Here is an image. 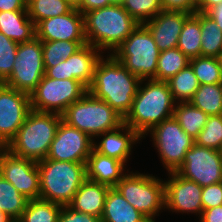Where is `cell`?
<instances>
[{
	"instance_id": "6da1fadb",
	"label": "cell",
	"mask_w": 222,
	"mask_h": 222,
	"mask_svg": "<svg viewBox=\"0 0 222 222\" xmlns=\"http://www.w3.org/2000/svg\"><path fill=\"white\" fill-rule=\"evenodd\" d=\"M141 79L129 72L111 54L97 61L88 92L102 99L125 117L132 107Z\"/></svg>"
},
{
	"instance_id": "7a4b0ae2",
	"label": "cell",
	"mask_w": 222,
	"mask_h": 222,
	"mask_svg": "<svg viewBox=\"0 0 222 222\" xmlns=\"http://www.w3.org/2000/svg\"><path fill=\"white\" fill-rule=\"evenodd\" d=\"M175 105L167 81L143 79L124 124L145 138L154 126L173 116Z\"/></svg>"
},
{
	"instance_id": "3957f363",
	"label": "cell",
	"mask_w": 222,
	"mask_h": 222,
	"mask_svg": "<svg viewBox=\"0 0 222 222\" xmlns=\"http://www.w3.org/2000/svg\"><path fill=\"white\" fill-rule=\"evenodd\" d=\"M83 17L87 44L94 46L101 53L109 50L111 53H108L112 54L139 25L123 5L90 10L84 13Z\"/></svg>"
},
{
	"instance_id": "277c9868",
	"label": "cell",
	"mask_w": 222,
	"mask_h": 222,
	"mask_svg": "<svg viewBox=\"0 0 222 222\" xmlns=\"http://www.w3.org/2000/svg\"><path fill=\"white\" fill-rule=\"evenodd\" d=\"M61 121V114L31 109L5 149L15 156L36 162L46 159Z\"/></svg>"
},
{
	"instance_id": "5b68a950",
	"label": "cell",
	"mask_w": 222,
	"mask_h": 222,
	"mask_svg": "<svg viewBox=\"0 0 222 222\" xmlns=\"http://www.w3.org/2000/svg\"><path fill=\"white\" fill-rule=\"evenodd\" d=\"M40 199L68 205L86 179V163L43 159L37 162Z\"/></svg>"
},
{
	"instance_id": "8992f818",
	"label": "cell",
	"mask_w": 222,
	"mask_h": 222,
	"mask_svg": "<svg viewBox=\"0 0 222 222\" xmlns=\"http://www.w3.org/2000/svg\"><path fill=\"white\" fill-rule=\"evenodd\" d=\"M62 121L86 133L93 141L97 136L124 124V117L102 99L87 92L62 114Z\"/></svg>"
},
{
	"instance_id": "52a82bcc",
	"label": "cell",
	"mask_w": 222,
	"mask_h": 222,
	"mask_svg": "<svg viewBox=\"0 0 222 222\" xmlns=\"http://www.w3.org/2000/svg\"><path fill=\"white\" fill-rule=\"evenodd\" d=\"M159 53L149 30L143 24H139L111 55L141 80H156Z\"/></svg>"
},
{
	"instance_id": "ba28073f",
	"label": "cell",
	"mask_w": 222,
	"mask_h": 222,
	"mask_svg": "<svg viewBox=\"0 0 222 222\" xmlns=\"http://www.w3.org/2000/svg\"><path fill=\"white\" fill-rule=\"evenodd\" d=\"M116 184L115 188L134 208L144 214L151 222L165 210L164 181L152 174L130 172ZM158 214V215H157Z\"/></svg>"
},
{
	"instance_id": "9c48e42d",
	"label": "cell",
	"mask_w": 222,
	"mask_h": 222,
	"mask_svg": "<svg viewBox=\"0 0 222 222\" xmlns=\"http://www.w3.org/2000/svg\"><path fill=\"white\" fill-rule=\"evenodd\" d=\"M87 92L88 88L76 79L55 80L44 75L30 94L31 109L62 114Z\"/></svg>"
},
{
	"instance_id": "30bf717a",
	"label": "cell",
	"mask_w": 222,
	"mask_h": 222,
	"mask_svg": "<svg viewBox=\"0 0 222 222\" xmlns=\"http://www.w3.org/2000/svg\"><path fill=\"white\" fill-rule=\"evenodd\" d=\"M149 132L168 172L176 171L182 165L185 154L195 144V139L183 131L173 116L154 126Z\"/></svg>"
},
{
	"instance_id": "8fae6325",
	"label": "cell",
	"mask_w": 222,
	"mask_h": 222,
	"mask_svg": "<svg viewBox=\"0 0 222 222\" xmlns=\"http://www.w3.org/2000/svg\"><path fill=\"white\" fill-rule=\"evenodd\" d=\"M44 75L42 41L34 37L18 44L13 71L3 83L30 95Z\"/></svg>"
},
{
	"instance_id": "7c38bea8",
	"label": "cell",
	"mask_w": 222,
	"mask_h": 222,
	"mask_svg": "<svg viewBox=\"0 0 222 222\" xmlns=\"http://www.w3.org/2000/svg\"><path fill=\"white\" fill-rule=\"evenodd\" d=\"M176 172L201 187L222 182V155L220 150L202 147L196 143L185 154Z\"/></svg>"
},
{
	"instance_id": "4fadbf2b",
	"label": "cell",
	"mask_w": 222,
	"mask_h": 222,
	"mask_svg": "<svg viewBox=\"0 0 222 222\" xmlns=\"http://www.w3.org/2000/svg\"><path fill=\"white\" fill-rule=\"evenodd\" d=\"M0 174L26 199H39L40 174L36 161L15 156L3 148L0 151Z\"/></svg>"
},
{
	"instance_id": "5bb4252c",
	"label": "cell",
	"mask_w": 222,
	"mask_h": 222,
	"mask_svg": "<svg viewBox=\"0 0 222 222\" xmlns=\"http://www.w3.org/2000/svg\"><path fill=\"white\" fill-rule=\"evenodd\" d=\"M31 110L30 95L0 83V144L5 148Z\"/></svg>"
},
{
	"instance_id": "9a60e30c",
	"label": "cell",
	"mask_w": 222,
	"mask_h": 222,
	"mask_svg": "<svg viewBox=\"0 0 222 222\" xmlns=\"http://www.w3.org/2000/svg\"><path fill=\"white\" fill-rule=\"evenodd\" d=\"M92 149V138L79 129L61 121L46 158L58 161L86 163Z\"/></svg>"
},
{
	"instance_id": "2e32d148",
	"label": "cell",
	"mask_w": 222,
	"mask_h": 222,
	"mask_svg": "<svg viewBox=\"0 0 222 222\" xmlns=\"http://www.w3.org/2000/svg\"><path fill=\"white\" fill-rule=\"evenodd\" d=\"M165 184V209L178 213H194L198 218L203 211L199 184L180 176L176 171L168 173ZM198 214V215H197Z\"/></svg>"
},
{
	"instance_id": "e0dca14e",
	"label": "cell",
	"mask_w": 222,
	"mask_h": 222,
	"mask_svg": "<svg viewBox=\"0 0 222 222\" xmlns=\"http://www.w3.org/2000/svg\"><path fill=\"white\" fill-rule=\"evenodd\" d=\"M35 30L36 37L41 41L87 42L83 14L74 8L64 15L40 21Z\"/></svg>"
},
{
	"instance_id": "ac0fdd59",
	"label": "cell",
	"mask_w": 222,
	"mask_h": 222,
	"mask_svg": "<svg viewBox=\"0 0 222 222\" xmlns=\"http://www.w3.org/2000/svg\"><path fill=\"white\" fill-rule=\"evenodd\" d=\"M190 15L184 11L162 10L143 25L151 33L161 52L177 47L183 24Z\"/></svg>"
},
{
	"instance_id": "d6986e66",
	"label": "cell",
	"mask_w": 222,
	"mask_h": 222,
	"mask_svg": "<svg viewBox=\"0 0 222 222\" xmlns=\"http://www.w3.org/2000/svg\"><path fill=\"white\" fill-rule=\"evenodd\" d=\"M100 142L93 141V149L101 155L127 163L132 148L142 137L126 124L97 136Z\"/></svg>"
},
{
	"instance_id": "ffe728a7",
	"label": "cell",
	"mask_w": 222,
	"mask_h": 222,
	"mask_svg": "<svg viewBox=\"0 0 222 222\" xmlns=\"http://www.w3.org/2000/svg\"><path fill=\"white\" fill-rule=\"evenodd\" d=\"M125 166L124 162L92 149L86 162V178L112 188L126 175Z\"/></svg>"
},
{
	"instance_id": "44dd1931",
	"label": "cell",
	"mask_w": 222,
	"mask_h": 222,
	"mask_svg": "<svg viewBox=\"0 0 222 222\" xmlns=\"http://www.w3.org/2000/svg\"><path fill=\"white\" fill-rule=\"evenodd\" d=\"M109 189L107 185L86 178L68 206L75 211L101 218Z\"/></svg>"
},
{
	"instance_id": "7402d4cb",
	"label": "cell",
	"mask_w": 222,
	"mask_h": 222,
	"mask_svg": "<svg viewBox=\"0 0 222 222\" xmlns=\"http://www.w3.org/2000/svg\"><path fill=\"white\" fill-rule=\"evenodd\" d=\"M103 53L89 44L83 45L77 52L66 59L68 79H76L87 88L93 80L94 69Z\"/></svg>"
},
{
	"instance_id": "603a6c76",
	"label": "cell",
	"mask_w": 222,
	"mask_h": 222,
	"mask_svg": "<svg viewBox=\"0 0 222 222\" xmlns=\"http://www.w3.org/2000/svg\"><path fill=\"white\" fill-rule=\"evenodd\" d=\"M0 32L18 44L36 37L35 24L27 10L0 11Z\"/></svg>"
},
{
	"instance_id": "cb8c5ba5",
	"label": "cell",
	"mask_w": 222,
	"mask_h": 222,
	"mask_svg": "<svg viewBox=\"0 0 222 222\" xmlns=\"http://www.w3.org/2000/svg\"><path fill=\"white\" fill-rule=\"evenodd\" d=\"M101 221L151 222L144 214L128 203L115 187L110 188L107 192Z\"/></svg>"
},
{
	"instance_id": "d4e9b609",
	"label": "cell",
	"mask_w": 222,
	"mask_h": 222,
	"mask_svg": "<svg viewBox=\"0 0 222 222\" xmlns=\"http://www.w3.org/2000/svg\"><path fill=\"white\" fill-rule=\"evenodd\" d=\"M201 35L200 12H195L185 20L177 45L189 60L201 56Z\"/></svg>"
},
{
	"instance_id": "484cf974",
	"label": "cell",
	"mask_w": 222,
	"mask_h": 222,
	"mask_svg": "<svg viewBox=\"0 0 222 222\" xmlns=\"http://www.w3.org/2000/svg\"><path fill=\"white\" fill-rule=\"evenodd\" d=\"M173 117L180 124L184 132L189 134L193 139H196L209 116L190 102H181L176 103Z\"/></svg>"
},
{
	"instance_id": "4316f807",
	"label": "cell",
	"mask_w": 222,
	"mask_h": 222,
	"mask_svg": "<svg viewBox=\"0 0 222 222\" xmlns=\"http://www.w3.org/2000/svg\"><path fill=\"white\" fill-rule=\"evenodd\" d=\"M189 102L208 116L222 115V83L199 85Z\"/></svg>"
},
{
	"instance_id": "83f0119b",
	"label": "cell",
	"mask_w": 222,
	"mask_h": 222,
	"mask_svg": "<svg viewBox=\"0 0 222 222\" xmlns=\"http://www.w3.org/2000/svg\"><path fill=\"white\" fill-rule=\"evenodd\" d=\"M167 82L176 103L189 102L200 85L190 64Z\"/></svg>"
},
{
	"instance_id": "f1b7e54d",
	"label": "cell",
	"mask_w": 222,
	"mask_h": 222,
	"mask_svg": "<svg viewBox=\"0 0 222 222\" xmlns=\"http://www.w3.org/2000/svg\"><path fill=\"white\" fill-rule=\"evenodd\" d=\"M62 205L43 199L28 200L19 222H58Z\"/></svg>"
},
{
	"instance_id": "f546056e",
	"label": "cell",
	"mask_w": 222,
	"mask_h": 222,
	"mask_svg": "<svg viewBox=\"0 0 222 222\" xmlns=\"http://www.w3.org/2000/svg\"><path fill=\"white\" fill-rule=\"evenodd\" d=\"M201 25V56L217 57L222 54V31L217 23L200 12Z\"/></svg>"
},
{
	"instance_id": "4dcf8cb0",
	"label": "cell",
	"mask_w": 222,
	"mask_h": 222,
	"mask_svg": "<svg viewBox=\"0 0 222 222\" xmlns=\"http://www.w3.org/2000/svg\"><path fill=\"white\" fill-rule=\"evenodd\" d=\"M27 202L28 199L0 174V211L15 221L21 217Z\"/></svg>"
},
{
	"instance_id": "1f68e13d",
	"label": "cell",
	"mask_w": 222,
	"mask_h": 222,
	"mask_svg": "<svg viewBox=\"0 0 222 222\" xmlns=\"http://www.w3.org/2000/svg\"><path fill=\"white\" fill-rule=\"evenodd\" d=\"M189 65V58L177 47L159 53L156 80L168 81Z\"/></svg>"
},
{
	"instance_id": "d6a6232c",
	"label": "cell",
	"mask_w": 222,
	"mask_h": 222,
	"mask_svg": "<svg viewBox=\"0 0 222 222\" xmlns=\"http://www.w3.org/2000/svg\"><path fill=\"white\" fill-rule=\"evenodd\" d=\"M72 9L66 0H27V13L35 26L44 19L64 15Z\"/></svg>"
},
{
	"instance_id": "836d02e7",
	"label": "cell",
	"mask_w": 222,
	"mask_h": 222,
	"mask_svg": "<svg viewBox=\"0 0 222 222\" xmlns=\"http://www.w3.org/2000/svg\"><path fill=\"white\" fill-rule=\"evenodd\" d=\"M87 42L42 41L43 61L45 68H51L68 59Z\"/></svg>"
},
{
	"instance_id": "e575fe53",
	"label": "cell",
	"mask_w": 222,
	"mask_h": 222,
	"mask_svg": "<svg viewBox=\"0 0 222 222\" xmlns=\"http://www.w3.org/2000/svg\"><path fill=\"white\" fill-rule=\"evenodd\" d=\"M189 64L200 85L222 83V67L219 58L198 56L190 59Z\"/></svg>"
},
{
	"instance_id": "d590c367",
	"label": "cell",
	"mask_w": 222,
	"mask_h": 222,
	"mask_svg": "<svg viewBox=\"0 0 222 222\" xmlns=\"http://www.w3.org/2000/svg\"><path fill=\"white\" fill-rule=\"evenodd\" d=\"M122 5L139 24L151 20L163 10L160 0H124Z\"/></svg>"
},
{
	"instance_id": "8d00e7d4",
	"label": "cell",
	"mask_w": 222,
	"mask_h": 222,
	"mask_svg": "<svg viewBox=\"0 0 222 222\" xmlns=\"http://www.w3.org/2000/svg\"><path fill=\"white\" fill-rule=\"evenodd\" d=\"M195 143L202 147L220 150L222 147V115L209 116Z\"/></svg>"
},
{
	"instance_id": "74e56055",
	"label": "cell",
	"mask_w": 222,
	"mask_h": 222,
	"mask_svg": "<svg viewBox=\"0 0 222 222\" xmlns=\"http://www.w3.org/2000/svg\"><path fill=\"white\" fill-rule=\"evenodd\" d=\"M18 43L0 32V83H3L12 73Z\"/></svg>"
},
{
	"instance_id": "f35d334b",
	"label": "cell",
	"mask_w": 222,
	"mask_h": 222,
	"mask_svg": "<svg viewBox=\"0 0 222 222\" xmlns=\"http://www.w3.org/2000/svg\"><path fill=\"white\" fill-rule=\"evenodd\" d=\"M201 200L203 210L222 205V182L203 187Z\"/></svg>"
},
{
	"instance_id": "ab89813d",
	"label": "cell",
	"mask_w": 222,
	"mask_h": 222,
	"mask_svg": "<svg viewBox=\"0 0 222 222\" xmlns=\"http://www.w3.org/2000/svg\"><path fill=\"white\" fill-rule=\"evenodd\" d=\"M58 222H102L101 218L73 210L68 205L62 206Z\"/></svg>"
},
{
	"instance_id": "60d3db41",
	"label": "cell",
	"mask_w": 222,
	"mask_h": 222,
	"mask_svg": "<svg viewBox=\"0 0 222 222\" xmlns=\"http://www.w3.org/2000/svg\"><path fill=\"white\" fill-rule=\"evenodd\" d=\"M163 10L194 14L199 0H160Z\"/></svg>"
},
{
	"instance_id": "b9f144b4",
	"label": "cell",
	"mask_w": 222,
	"mask_h": 222,
	"mask_svg": "<svg viewBox=\"0 0 222 222\" xmlns=\"http://www.w3.org/2000/svg\"><path fill=\"white\" fill-rule=\"evenodd\" d=\"M45 76L55 80H68V69L66 60H62L57 66L45 68Z\"/></svg>"
},
{
	"instance_id": "7bdbcfd3",
	"label": "cell",
	"mask_w": 222,
	"mask_h": 222,
	"mask_svg": "<svg viewBox=\"0 0 222 222\" xmlns=\"http://www.w3.org/2000/svg\"><path fill=\"white\" fill-rule=\"evenodd\" d=\"M200 222H222V205L202 211Z\"/></svg>"
},
{
	"instance_id": "ee69618b",
	"label": "cell",
	"mask_w": 222,
	"mask_h": 222,
	"mask_svg": "<svg viewBox=\"0 0 222 222\" xmlns=\"http://www.w3.org/2000/svg\"><path fill=\"white\" fill-rule=\"evenodd\" d=\"M27 10V0H0V11Z\"/></svg>"
},
{
	"instance_id": "f6af8a7d",
	"label": "cell",
	"mask_w": 222,
	"mask_h": 222,
	"mask_svg": "<svg viewBox=\"0 0 222 222\" xmlns=\"http://www.w3.org/2000/svg\"><path fill=\"white\" fill-rule=\"evenodd\" d=\"M205 14L213 19L222 31V3L208 9Z\"/></svg>"
},
{
	"instance_id": "bcb514c9",
	"label": "cell",
	"mask_w": 222,
	"mask_h": 222,
	"mask_svg": "<svg viewBox=\"0 0 222 222\" xmlns=\"http://www.w3.org/2000/svg\"><path fill=\"white\" fill-rule=\"evenodd\" d=\"M98 8H102V0H82V4L78 10L84 14L90 10Z\"/></svg>"
},
{
	"instance_id": "7dc6e473",
	"label": "cell",
	"mask_w": 222,
	"mask_h": 222,
	"mask_svg": "<svg viewBox=\"0 0 222 222\" xmlns=\"http://www.w3.org/2000/svg\"><path fill=\"white\" fill-rule=\"evenodd\" d=\"M222 3V0H199L196 12L205 13L208 9L212 8L215 5Z\"/></svg>"
},
{
	"instance_id": "c3c4849f",
	"label": "cell",
	"mask_w": 222,
	"mask_h": 222,
	"mask_svg": "<svg viewBox=\"0 0 222 222\" xmlns=\"http://www.w3.org/2000/svg\"><path fill=\"white\" fill-rule=\"evenodd\" d=\"M124 0H102V7H107L110 5H122Z\"/></svg>"
},
{
	"instance_id": "681fc988",
	"label": "cell",
	"mask_w": 222,
	"mask_h": 222,
	"mask_svg": "<svg viewBox=\"0 0 222 222\" xmlns=\"http://www.w3.org/2000/svg\"><path fill=\"white\" fill-rule=\"evenodd\" d=\"M74 9H78L81 4L82 0H66Z\"/></svg>"
},
{
	"instance_id": "f907efd6",
	"label": "cell",
	"mask_w": 222,
	"mask_h": 222,
	"mask_svg": "<svg viewBox=\"0 0 222 222\" xmlns=\"http://www.w3.org/2000/svg\"><path fill=\"white\" fill-rule=\"evenodd\" d=\"M14 220L11 219L6 213L0 211V222H13Z\"/></svg>"
},
{
	"instance_id": "816d5d0a",
	"label": "cell",
	"mask_w": 222,
	"mask_h": 222,
	"mask_svg": "<svg viewBox=\"0 0 222 222\" xmlns=\"http://www.w3.org/2000/svg\"><path fill=\"white\" fill-rule=\"evenodd\" d=\"M219 59H220V62H221V67H222V54L220 55Z\"/></svg>"
}]
</instances>
